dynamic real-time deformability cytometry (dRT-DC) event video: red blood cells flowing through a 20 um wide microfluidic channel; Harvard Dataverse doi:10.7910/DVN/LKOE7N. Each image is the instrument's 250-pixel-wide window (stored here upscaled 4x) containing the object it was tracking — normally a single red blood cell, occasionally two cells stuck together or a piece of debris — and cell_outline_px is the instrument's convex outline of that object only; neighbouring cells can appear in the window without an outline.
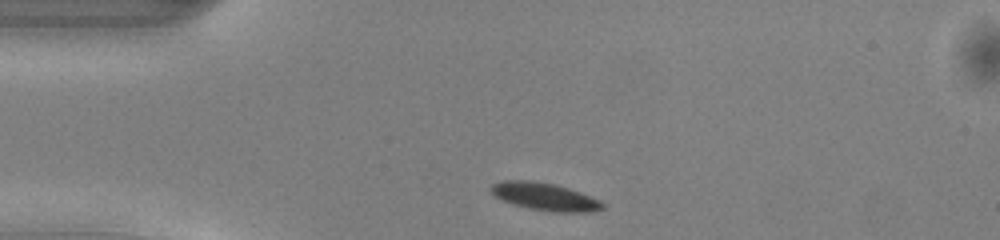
{"species": "common noctule bat (a hibernating species)", "species_latin": "Nyctalus noctula", "temperature_condition": "warm", "stored_images_in_passage": 40, "camera_frame_rate_fps": 3000, "um_per_image_px": 0.085, "animal": {"sex": "male", "body_mass_g": 13.0, "forearm_length_mm": 53.1}, "frame": {"image": 1, "passage_image": 1, "time_ms": 0.0, "image_size_px": [1000, 240], "cell_outline_px": [[604, 208], [592, 212], [552, 212], [528, 208], [512, 204], [496, 196], [488, 188], [492, 184], [504, 180], [532, 180], [556, 184], [580, 192], [600, 200], [604, 204]], "centroid_in_image_um": [46.32, 16.71], "position_along_channel_um": 38.7, "area_um2": 18.03}}
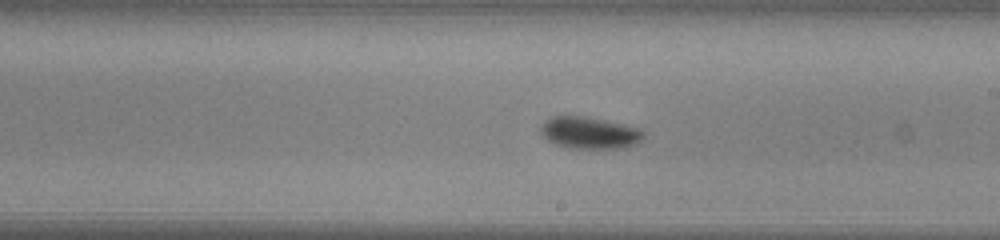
{"frame": {"image": 2, "passage_image": 18, "time_ms": 5.667, "image_size_px": [1000, 240], "cell_outline_px": [[644, 136], [636, 144], [624, 148], [572, 148], [556, 144], [548, 140], [540, 132], [540, 124], [552, 116], [580, 116], [604, 120], [624, 124], [640, 128], [644, 132]], "centroid_in_image_um": [50.11, 11.29], "position_along_channel_um": 238.9, "area_um2": 19.02}}
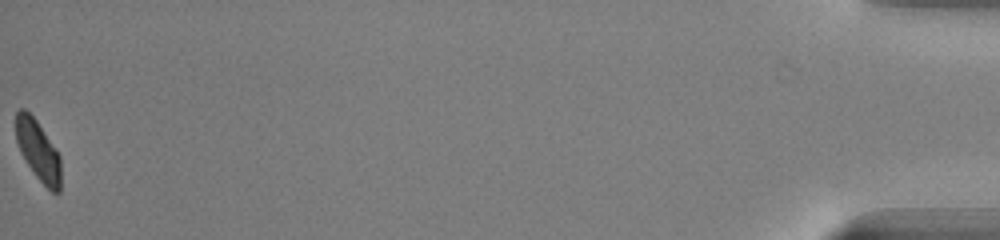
{"frame": {"image": 3, "passage_image": 40, "time_ms": 13.0, "image_size_px": [1000, 240], "cell_outline_px": [[60, 192], [52, 192], [36, 176], [20, 152], [16, 140], [16, 112], [20, 108], [24, 108], [36, 120], [56, 148], [60, 156]], "centroid_in_image_um": [3.24, 12.78], "position_along_channel_um": 432.0, "area_um2": 15.61}, "authors_computed_cell_mechanics": {"area_um2": 17.7735, "velocity_mm_per_s": 4.0796, "shape_relaxation_time_tau1_ms": 1.9381, "shape_relaxation_time_tau2_ms": null, "deformation_change_tau1": 0.0957, "deformation_change_tau2": null}}